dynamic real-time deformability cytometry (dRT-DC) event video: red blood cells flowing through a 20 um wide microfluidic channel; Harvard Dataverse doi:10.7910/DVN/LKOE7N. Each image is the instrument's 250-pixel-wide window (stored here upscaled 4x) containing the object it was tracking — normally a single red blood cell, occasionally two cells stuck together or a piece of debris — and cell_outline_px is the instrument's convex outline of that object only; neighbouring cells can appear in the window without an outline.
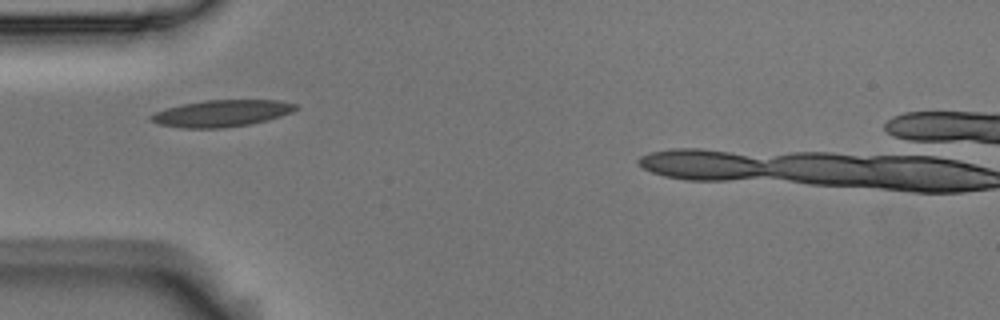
{"species": "Egyptian fruit bat (a non-hibernating species)", "species_latin": "Rousettus aegyptiacus", "temperature_condition": "room temperature", "stored_images_in_passage": 10, "camera_frame_rate_fps": 3000, "um_per_image_px": 0.085, "animal": {"sex": "male"}, "frame": {"image": 1, "passage_image": 1, "time_ms": 0.0, "image_size_px": [1000, 320], "cell_outline_px": [[300, 108], [292, 112], [268, 120], [248, 124], [220, 128], [184, 128], [156, 124], [148, 116], [156, 112], [168, 108], [184, 104], [204, 100], [280, 100], [296, 104]], "centroid_in_image_um": [18.87, 9.63], "position_along_channel_um": 66.1, "area_um2": 22.43}}
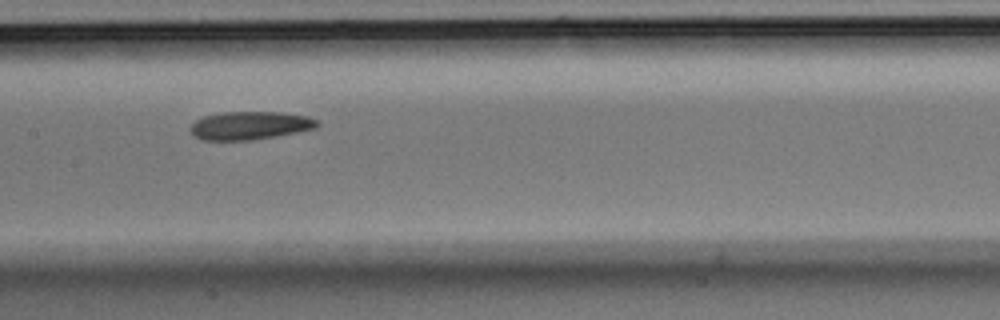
{"frame": {"image": 2, "passage_image": 4, "time_ms": 1.0, "image_size_px": [1000, 320], "cell_outline_px": [[320, 124], [316, 128], [296, 132], [252, 140], [200, 140], [192, 136], [188, 128], [196, 120], [204, 116], [220, 112], [280, 112], [308, 116], [320, 120]], "centroid_in_image_um": [21.22, 10.67], "position_along_channel_um": 186.2, "area_um2": 21.04}}
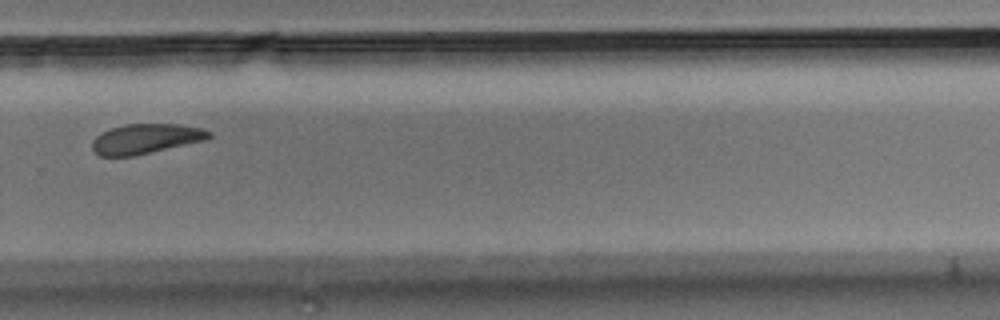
{"frame": {"image": 3, "passage_image": 7, "time_ms": 2.0, "image_size_px": [1000, 320], "cell_outline_px": [[212, 136], [204, 140], [132, 156], [100, 156], [92, 148], [92, 140], [100, 132], [124, 124], [176, 124], [200, 128], [212, 132]], "centroid_in_image_um": [12.35, 11.79], "position_along_channel_um": 317.4, "area_um2": 20.06}}